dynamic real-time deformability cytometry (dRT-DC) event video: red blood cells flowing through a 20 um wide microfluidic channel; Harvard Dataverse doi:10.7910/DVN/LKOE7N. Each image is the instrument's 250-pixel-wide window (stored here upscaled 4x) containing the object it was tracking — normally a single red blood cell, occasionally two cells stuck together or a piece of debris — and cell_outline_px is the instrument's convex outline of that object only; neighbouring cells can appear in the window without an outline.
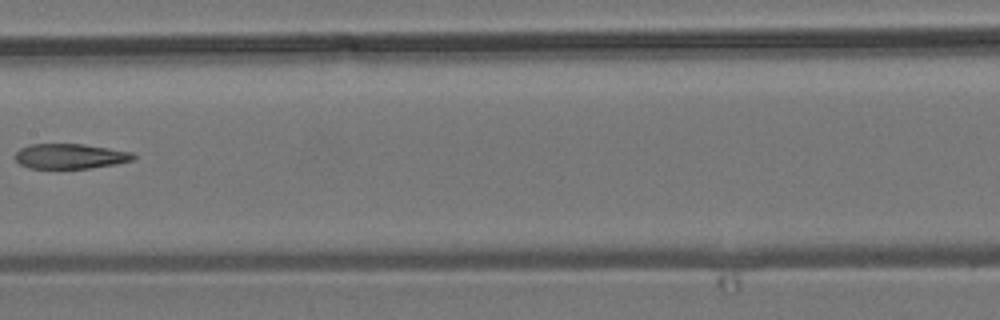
{"species": "common noctule bat (a hibernating species)", "species_latin": "Nyctalus noctula", "temperature_condition": "room temperature", "stored_images_in_passage": 9, "camera_frame_rate_fps": 3000, "um_per_image_px": 0.085, "animal": {"sex": "male", "body_mass_g": 19.2, "forearm_length_mm": 51.8}, "frame": {"image": 1, "passage_image": 8, "time_ms": 8.0, "image_size_px": [1000, 320], "cell_outline_px": [[136, 156], [132, 160], [116, 164], [88, 168], [28, 168], [20, 164], [16, 160], [16, 152], [20, 148], [28, 144], [84, 144], [136, 152]], "centroid_in_image_um": [6.0, 13.27], "position_along_channel_um": 201.4, "area_um2": 17.34}}
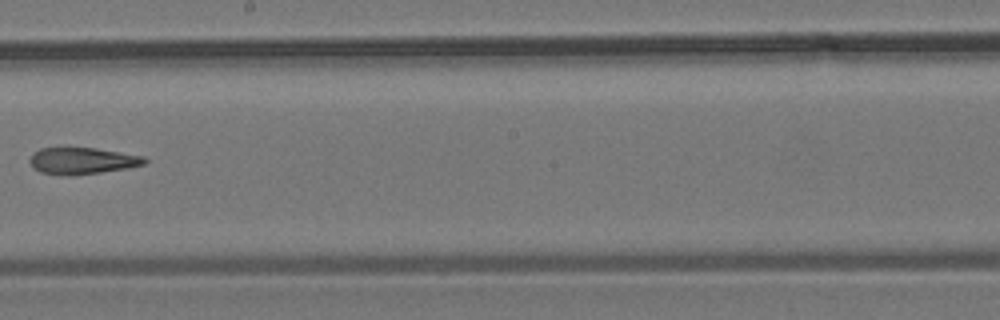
{"frame": {"image": 2, "passage_image": 9, "time_ms": 9.0, "image_size_px": [1000, 320], "cell_outline_px": [[148, 160], [144, 164], [128, 168], [72, 176], [64, 176], [40, 172], [32, 168], [28, 160], [40, 148], [96, 148], [144, 156]], "centroid_in_image_um": [6.98, 13.68], "position_along_channel_um": 241.2, "area_um2": 17.86}}